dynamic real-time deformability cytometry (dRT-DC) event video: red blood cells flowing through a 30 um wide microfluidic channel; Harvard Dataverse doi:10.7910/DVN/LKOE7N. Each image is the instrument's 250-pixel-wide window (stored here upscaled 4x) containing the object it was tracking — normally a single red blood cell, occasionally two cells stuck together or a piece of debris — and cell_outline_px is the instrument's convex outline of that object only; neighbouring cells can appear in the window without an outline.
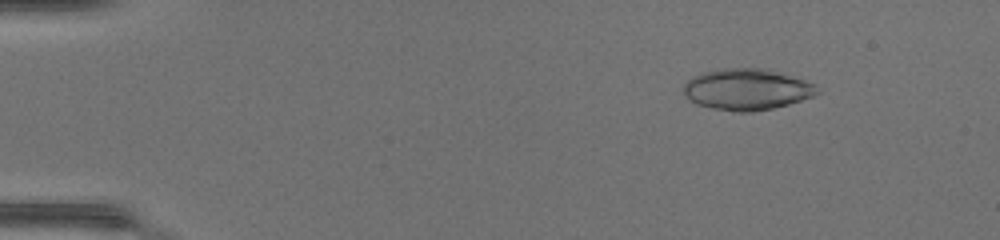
{"species": "common noctule bat (a hibernating species)", "species_latin": "Nyctalus noctula", "temperature_condition": "warm", "stored_images_in_passage": 48, "camera_frame_rate_fps": 3000, "um_per_image_px": 0.085, "animal": {"sex": "female", "body_mass_g": 17.0, "forearm_length_mm": 48.0}, "frame": {"image": 1, "passage_image": 7, "time_ms": 2.0, "image_size_px": [1000, 240], "cell_outline_px": [[820, 92], [812, 96], [788, 104], [772, 108], [752, 112], [736, 112], [712, 108], [696, 104], [684, 92], [684, 84], [688, 80], [704, 72], [724, 68], [768, 68], [816, 84]], "centroid_in_image_um": [63.52, 7.59], "position_along_channel_um": 21.5, "area_um2": 31.91}}
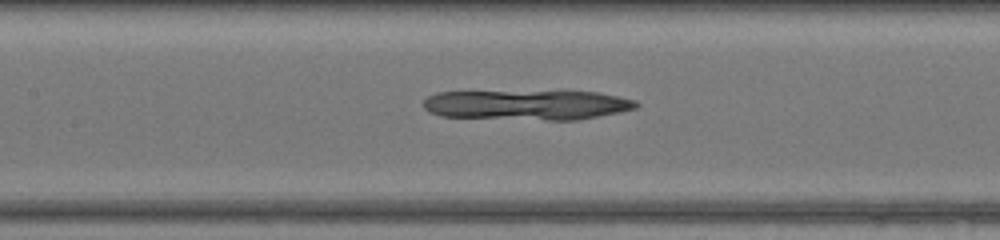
{"frame": {"image": 2, "passage_image": 24, "time_ms": 7.667, "image_size_px": [1000, 240], "cell_outline_px": [[640, 104], [636, 108], [576, 120], [548, 120], [440, 116], [428, 112], [424, 108], [424, 100], [428, 96], [436, 92], [600, 92], [636, 100]], "centroid_in_image_um": [44.78, 8.92], "position_along_channel_um": 162.6, "area_um2": 36.7}}